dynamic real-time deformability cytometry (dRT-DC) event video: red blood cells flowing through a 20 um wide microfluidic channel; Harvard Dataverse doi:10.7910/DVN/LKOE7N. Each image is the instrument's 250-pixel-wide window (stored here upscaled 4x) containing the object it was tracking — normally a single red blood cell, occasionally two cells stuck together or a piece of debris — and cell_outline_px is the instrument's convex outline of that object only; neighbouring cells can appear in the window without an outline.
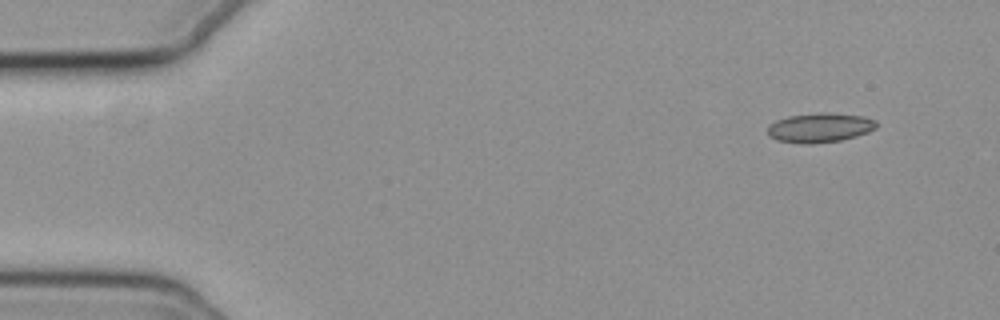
{"species": "common noctule bat (a hibernating species)", "species_latin": "Nyctalus noctula", "temperature_condition": "cold", "stored_images_in_passage": 52, "camera_frame_rate_fps": 3000, "um_per_image_px": 0.085, "animal": {"sex": "female", "body_mass_g": 19.3, "forearm_length_mm": 54.1}, "frame": {"image": 1, "passage_image": 1, "time_ms": 0.0, "image_size_px": [1000, 320], "cell_outline_px": [[876, 128], [868, 132], [856, 136], [840, 140], [812, 144], [804, 144], [776, 140], [768, 136], [768, 124], [776, 120], [788, 116], [820, 112], [828, 112], [864, 116], [876, 120]], "centroid_in_image_um": [69.67, 10.84], "position_along_channel_um": 15.3, "area_um2": 18.84}}
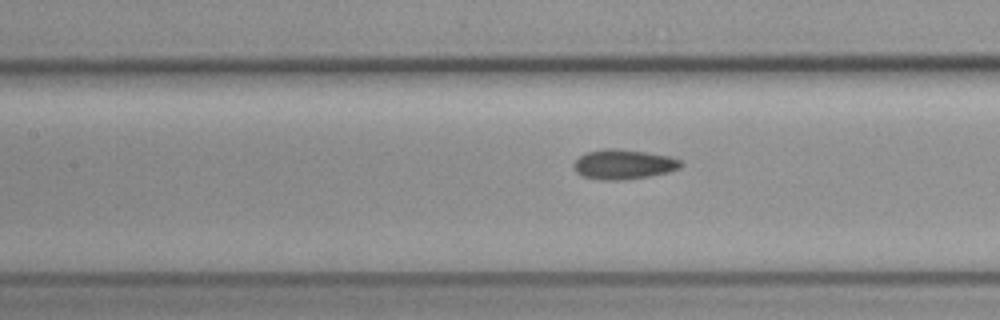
{"frame": {"image": 2, "passage_image": 21, "time_ms": 6.667, "image_size_px": [1000, 320], "cell_outline_px": [[684, 164], [680, 168], [668, 172], [648, 176], [624, 180], [600, 180], [584, 176], [576, 172], [572, 164], [584, 152], [604, 148], [620, 148], [668, 156], [680, 160]], "centroid_in_image_um": [52.98, 13.96], "position_along_channel_um": 154.4, "area_um2": 18.67}}
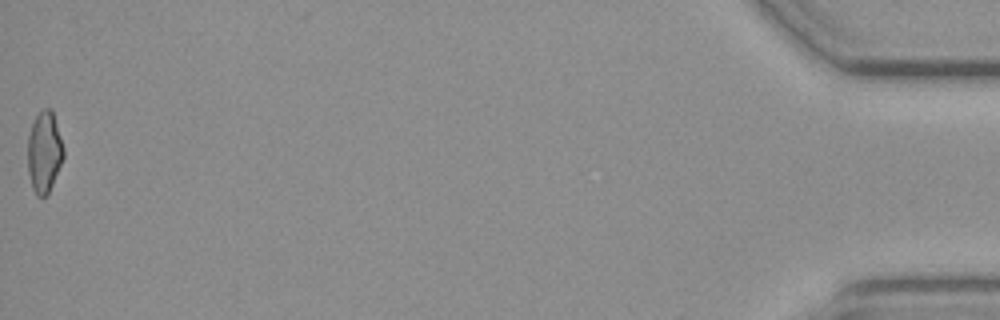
{"frame": {"image": 3, "passage_image": 52, "time_ms": 17.0, "image_size_px": [1000, 320], "cell_outline_px": [[64, 156], [52, 184], [48, 192], [44, 196], [36, 196], [32, 188], [28, 172], [28, 136], [32, 124], [36, 116], [44, 108], [52, 108], [64, 148]], "centroid_in_image_um": [3.76, 12.9], "position_along_channel_um": 431.4, "area_um2": 16.82}, "authors_computed_cell_mechanics": {"area_um2": 17.7157, "velocity_mm_per_s": 3.7208, "shape_relaxation_time_tau1_ms": null, "shape_relaxation_time_tau2_ms": 5.6399, "deformation_change_tau1": null, "deformation_change_tau2": 0.1118}}